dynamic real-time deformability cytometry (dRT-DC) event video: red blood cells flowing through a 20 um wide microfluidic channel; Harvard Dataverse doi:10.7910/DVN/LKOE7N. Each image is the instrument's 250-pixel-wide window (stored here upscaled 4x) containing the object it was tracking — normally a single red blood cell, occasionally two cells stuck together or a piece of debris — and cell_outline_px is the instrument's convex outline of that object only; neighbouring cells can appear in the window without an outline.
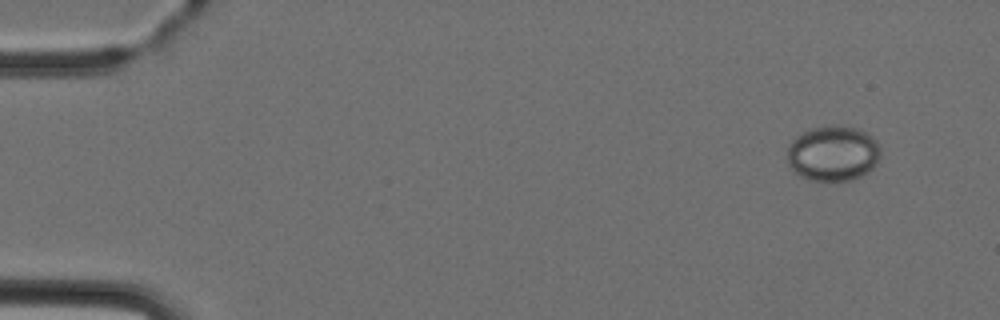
{"species": "Egyptian fruit bat (a non-hibernating species)", "species_latin": "Rousettus aegyptiacus", "temperature_condition": "cold", "stored_images_in_passage": 5, "camera_frame_rate_fps": 3000, "um_per_image_px": 0.085, "animal": {"sex": "female"}, "frame": {"image": 1, "passage_image": 1, "time_ms": 0.0, "image_size_px": [1000, 320], "cell_outline_px": [[880, 156], [876, 164], [868, 172], [852, 180], [812, 180], [800, 176], [788, 164], [788, 144], [796, 136], [812, 128], [832, 124], [836, 124], [856, 128], [864, 132], [876, 140], [880, 144]], "centroid_in_image_um": [70.81, 13.02], "position_along_channel_um": 14.2, "area_um2": 30.11}}
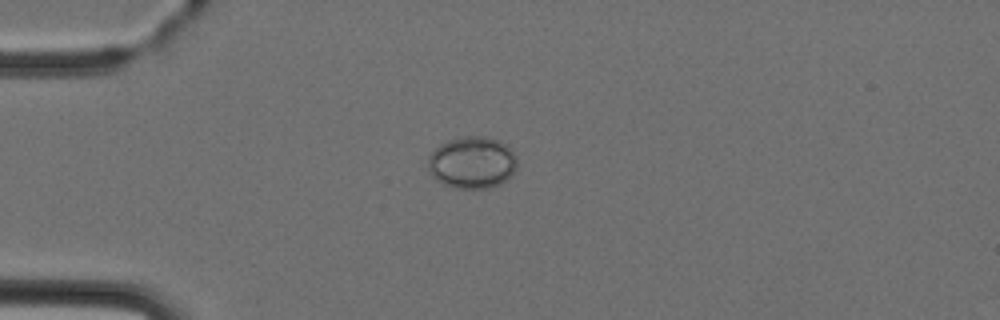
{"frame": {"image": 2, "passage_image": 3, "time_ms": 3.0, "image_size_px": [1000, 320], "cell_outline_px": [[516, 168], [500, 184], [488, 188], [456, 188], [444, 184], [436, 180], [432, 176], [428, 168], [428, 156], [440, 144], [448, 140], [468, 136], [488, 136], [504, 144], [516, 156]], "centroid_in_image_um": [40.09, 13.81], "position_along_channel_um": 44.9, "area_um2": 26.7}}
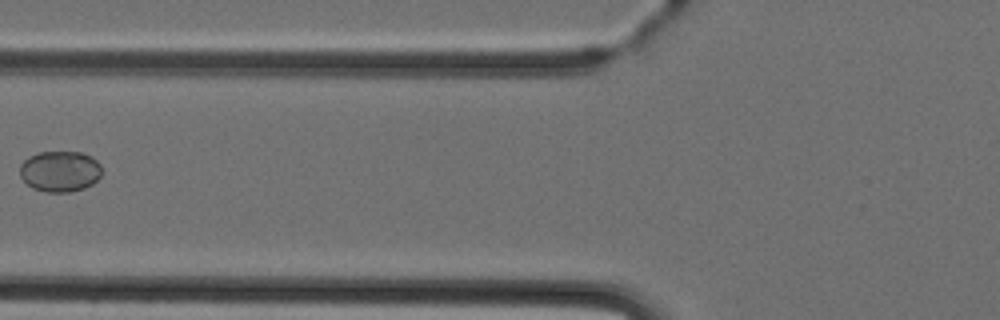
{"frame": {"image": 3, "passage_image": 5, "time_ms": 5.333, "image_size_px": [1000, 320], "cell_outline_px": [[100, 176], [92, 184], [84, 188], [72, 192], [48, 192], [32, 188], [20, 176], [20, 164], [28, 156], [40, 152], [80, 152], [92, 156], [100, 164]], "centroid_in_image_um": [5.09, 14.56], "position_along_channel_um": 120.7, "area_um2": 19.54}}